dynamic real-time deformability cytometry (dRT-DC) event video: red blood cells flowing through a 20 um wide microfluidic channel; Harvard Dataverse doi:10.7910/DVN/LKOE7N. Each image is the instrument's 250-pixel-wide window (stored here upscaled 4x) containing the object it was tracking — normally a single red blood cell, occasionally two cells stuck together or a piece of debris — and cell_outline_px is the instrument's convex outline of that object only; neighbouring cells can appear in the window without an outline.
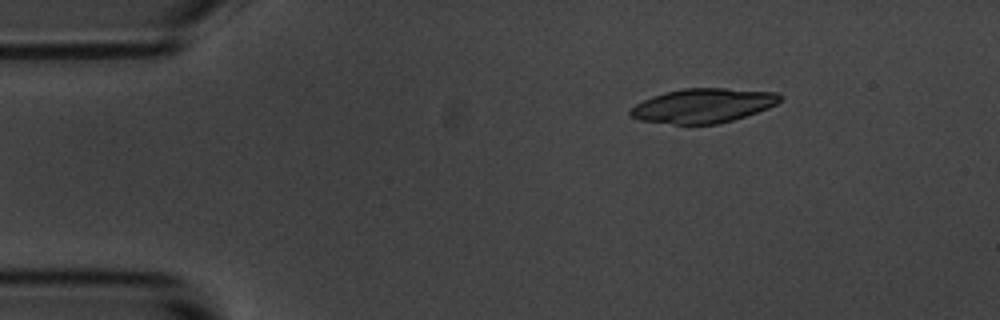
{"species": "common noctule bat (a hibernating species)", "species_latin": "Nyctalus noctula", "temperature_condition": "room temperature", "stored_images_in_passage": 3, "camera_frame_rate_fps": 3000, "um_per_image_px": 0.085, "animal": {"sex": "male", "body_mass_g": 20.1, "forearm_length_mm": 53.5}, "frame": {"image": 1, "passage_image": 1, "time_ms": 0.0, "image_size_px": [1000, 320], "cell_outline_px": [[780, 100], [776, 104], [768, 108], [732, 120], [716, 124], [672, 124], [640, 120], [632, 116], [628, 112], [636, 104], [652, 96], [664, 92], [684, 88], [724, 88], [776, 92], [780, 96]], "centroid_in_image_um": [59.74, 8.97], "position_along_channel_um": 25.3, "area_um2": 29.65}}